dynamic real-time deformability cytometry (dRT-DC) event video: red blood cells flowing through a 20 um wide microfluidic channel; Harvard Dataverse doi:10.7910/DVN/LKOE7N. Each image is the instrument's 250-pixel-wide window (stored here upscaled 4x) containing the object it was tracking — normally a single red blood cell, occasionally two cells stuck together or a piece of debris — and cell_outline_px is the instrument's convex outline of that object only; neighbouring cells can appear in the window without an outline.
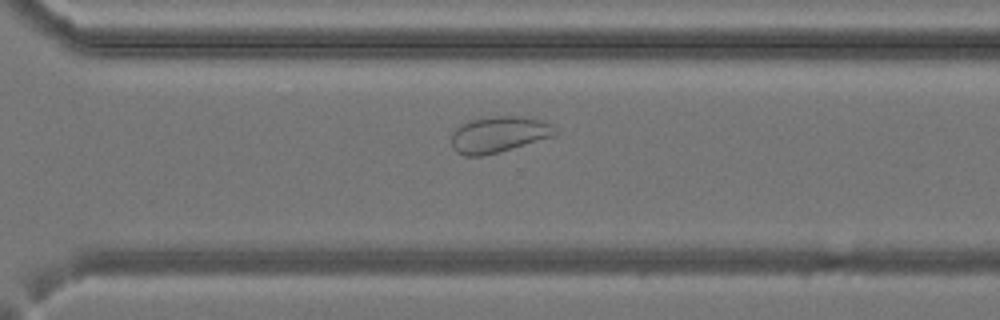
{"species": "common noctule bat (a hibernating species)", "species_latin": "Nyctalus noctula", "temperature_condition": "cold", "stored_images_in_passage": 39, "camera_frame_rate_fps": 3000, "um_per_image_px": 0.085, "animal": {"sex": "female", "body_mass_g": 24.6, "forearm_length_mm": 56.2}, "frame": {"image": 1, "passage_image": 28, "time_ms": 9.0, "image_size_px": [1000, 320], "cell_outline_px": [[556, 136], [484, 156], [464, 156], [456, 152], [452, 148], [452, 132], [460, 124], [472, 120], [496, 116], [524, 116], [544, 120], [552, 124], [556, 132]], "centroid_in_image_um": [42.41, 11.43], "position_along_channel_um": 328.2, "area_um2": 22.02}}